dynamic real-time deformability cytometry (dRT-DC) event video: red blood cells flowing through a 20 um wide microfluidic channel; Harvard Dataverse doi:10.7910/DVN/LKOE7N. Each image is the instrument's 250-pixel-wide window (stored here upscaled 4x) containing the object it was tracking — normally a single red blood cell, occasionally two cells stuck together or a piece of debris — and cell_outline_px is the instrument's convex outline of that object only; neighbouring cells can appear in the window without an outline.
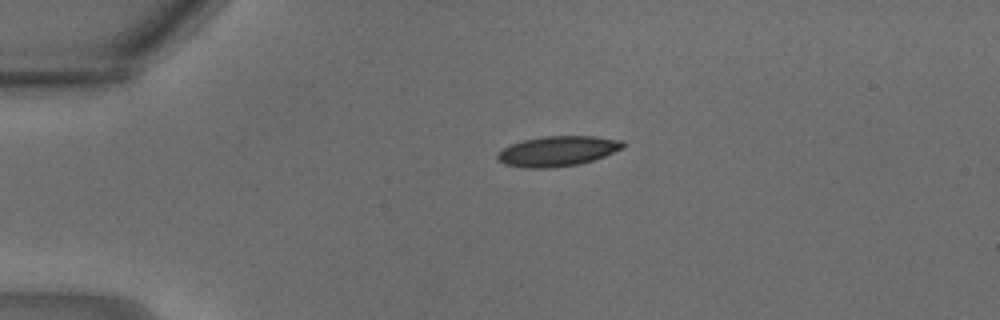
{"species": "common noctule bat (a hibernating species)", "species_latin": "Nyctalus noctula", "temperature_condition": "warm", "stored_images_in_passage": 15, "camera_frame_rate_fps": 3000, "um_per_image_px": 0.085, "animal": {"sex": "male", "body_mass_g": 18.8}, "frame": {"image": 1, "passage_image": 1, "time_ms": 0.0, "image_size_px": [1000, 320], "cell_outline_px": [[624, 148], [604, 156], [592, 160], [576, 164], [548, 168], [524, 168], [504, 164], [496, 156], [504, 148], [512, 144], [524, 140], [544, 136], [596, 136], [624, 140]], "centroid_in_image_um": [47.43, 12.84], "position_along_channel_um": 37.6, "area_um2": 21.85}}
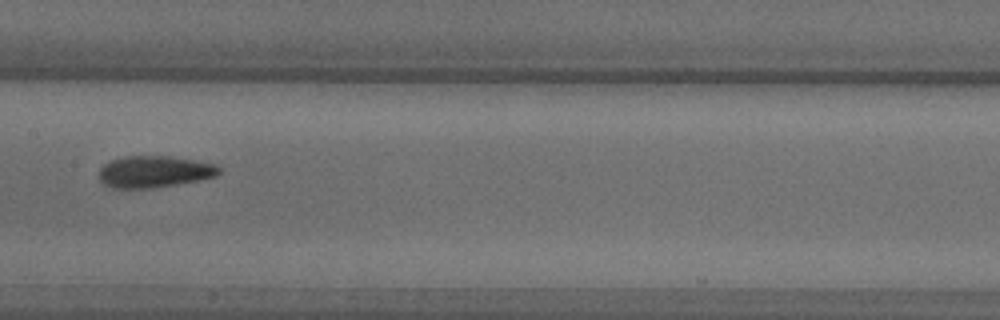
{"frame": {"image": 2, "passage_image": 10, "time_ms": 3.0, "image_size_px": [1000, 320], "cell_outline_px": [[220, 172], [216, 176], [200, 180], [152, 188], [112, 188], [104, 184], [100, 180], [100, 168], [104, 164], [112, 160], [124, 156], [168, 156], [216, 164], [220, 168]], "centroid_in_image_um": [13.11, 14.59], "position_along_channel_um": 194.3, "area_um2": 22.02}}
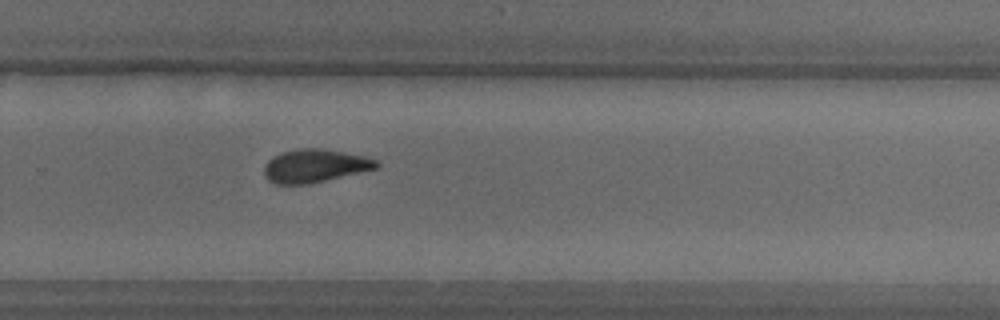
{"frame": {"image": 3, "passage_image": 15, "time_ms": 4.667, "image_size_px": [1000, 320], "cell_outline_px": [[380, 164], [376, 168], [360, 172], [308, 184], [276, 184], [268, 180], [264, 176], [264, 164], [272, 156], [280, 152], [300, 148], [320, 148], [344, 152], [364, 156], [376, 160]], "centroid_in_image_um": [26.71, 14.09], "position_along_channel_um": 303.1, "area_um2": 21.68}}